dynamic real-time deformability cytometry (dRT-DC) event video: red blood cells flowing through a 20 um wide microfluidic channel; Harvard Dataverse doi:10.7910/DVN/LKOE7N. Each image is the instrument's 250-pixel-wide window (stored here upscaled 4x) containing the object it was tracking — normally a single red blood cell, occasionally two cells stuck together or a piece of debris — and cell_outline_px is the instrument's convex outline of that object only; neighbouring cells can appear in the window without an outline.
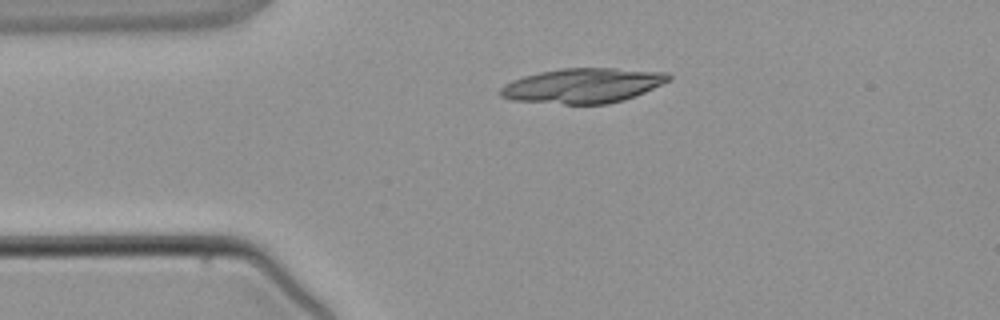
{"species": "common noctule bat (a hibernating species)", "species_latin": "Nyctalus noctula", "temperature_condition": "warm", "stored_images_in_passage": 3, "segment_of_instrument_passage": [2, 2], "camera_frame_rate_fps": 3000, "um_per_image_px": 0.085, "animal": {"sex": "male", "body_mass_g": 21.5, "forearm_length_mm": 52.0}, "frame": {"image": 1, "passage_image": 3, "time_ms": 4.0, "image_size_px": [1000, 320], "cell_outline_px": [[672, 76], [668, 80], [636, 96], [624, 100], [608, 104], [564, 104], [512, 100], [500, 96], [500, 88], [504, 84], [512, 80], [524, 76], [540, 72], [560, 68], [612, 68], [668, 72]], "centroid_in_image_um": [49.53, 7.27], "position_along_channel_um": 35.5, "area_um2": 34.1}}